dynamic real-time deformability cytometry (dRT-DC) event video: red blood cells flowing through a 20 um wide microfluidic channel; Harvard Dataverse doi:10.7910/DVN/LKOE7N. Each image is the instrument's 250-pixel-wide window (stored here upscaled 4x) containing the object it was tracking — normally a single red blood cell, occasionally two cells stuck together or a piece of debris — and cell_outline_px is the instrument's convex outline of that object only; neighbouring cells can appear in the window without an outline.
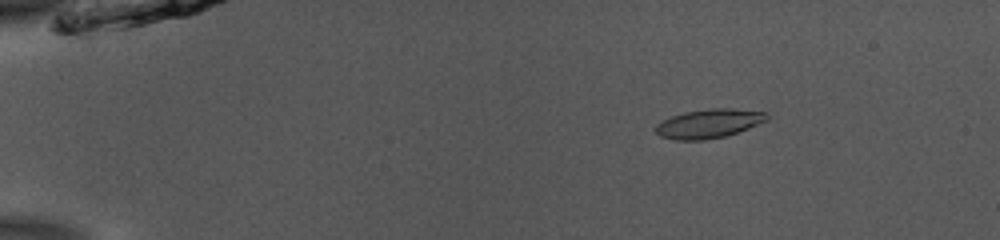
{"species": "common noctule bat (a hibernating species)", "species_latin": "Nyctalus noctula", "temperature_condition": "room temperature", "stored_images_in_passage": 53, "camera_frame_rate_fps": 3000, "um_per_image_px": 0.085, "animal": {"sex": "male", "body_mass_g": 13.0, "forearm_length_mm": 53.1}, "frame": {"image": 1, "passage_image": 9, "time_ms": 2.667, "image_size_px": [1000, 240], "cell_outline_px": [[768, 120], [748, 128], [724, 136], [704, 140], [676, 140], [660, 136], [656, 132], [656, 124], [672, 116], [684, 112], [712, 108], [732, 108], [768, 112]], "centroid_in_image_um": [60.27, 10.49], "position_along_channel_um": 24.7, "area_um2": 18.67}}
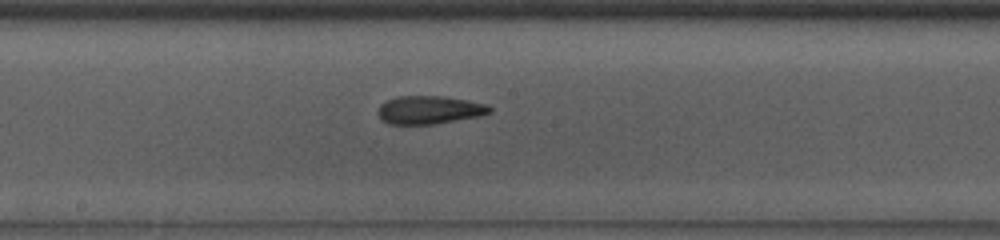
{"frame": {"image": 2, "passage_image": 30, "time_ms": 9.667, "image_size_px": [1000, 240], "cell_outline_px": [[492, 112], [480, 116], [432, 124], [388, 124], [380, 116], [380, 104], [396, 96], [444, 96], [468, 100], [488, 104], [492, 108]], "centroid_in_image_um": [36.56, 9.33], "position_along_channel_um": 211.6, "area_um2": 18.21}}
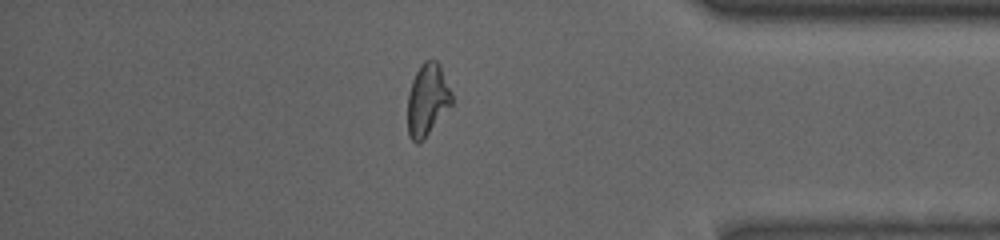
{"frame": {"image": 3, "passage_image": 46, "time_ms": 15.0, "image_size_px": [1000, 240], "cell_outline_px": [[452, 104], [424, 140], [416, 144], [408, 136], [408, 92], [412, 80], [420, 64], [424, 60], [436, 60], [440, 64], [452, 92]], "centroid_in_image_um": [36.33, 8.48], "position_along_channel_um": 398.9, "area_um2": 18.79}, "authors_computed_cell_mechanics": {"area_um2": 18.6694, "velocity_mm_per_s": 3.8832, "shape_relaxation_time_tau1_ms": 10.3528, "shape_relaxation_time_tau2_ms": 2.2121, "deformation_change_tau1": 0.209, "deformation_change_tau2": 0.1097}}